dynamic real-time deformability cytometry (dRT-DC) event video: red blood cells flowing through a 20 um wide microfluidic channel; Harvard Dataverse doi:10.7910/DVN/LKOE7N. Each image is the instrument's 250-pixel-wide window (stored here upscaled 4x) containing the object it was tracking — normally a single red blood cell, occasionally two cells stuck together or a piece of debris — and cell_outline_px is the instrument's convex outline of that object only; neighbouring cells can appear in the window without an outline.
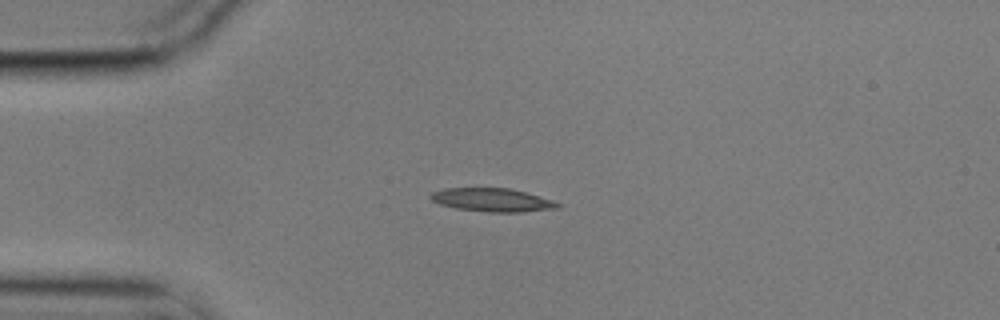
{"species": "common noctule bat (a hibernating species)", "species_latin": "Nyctalus noctula", "temperature_condition": "cold", "stored_images_in_passage": 3, "camera_frame_rate_fps": 3000, "um_per_image_px": 0.085, "animal": {"sex": "male", "body_mass_g": 17.9}, "frame": {"image": 1, "passage_image": 1, "time_ms": 0.0, "image_size_px": [1000, 320], "cell_outline_px": [[560, 208], [520, 212], [488, 212], [456, 208], [440, 204], [432, 200], [428, 196], [432, 192], [444, 188], [512, 188], [540, 196], [552, 200], [560, 204]], "centroid_in_image_um": [41.84, 16.99], "position_along_channel_um": 43.2, "area_um2": 17.34}}
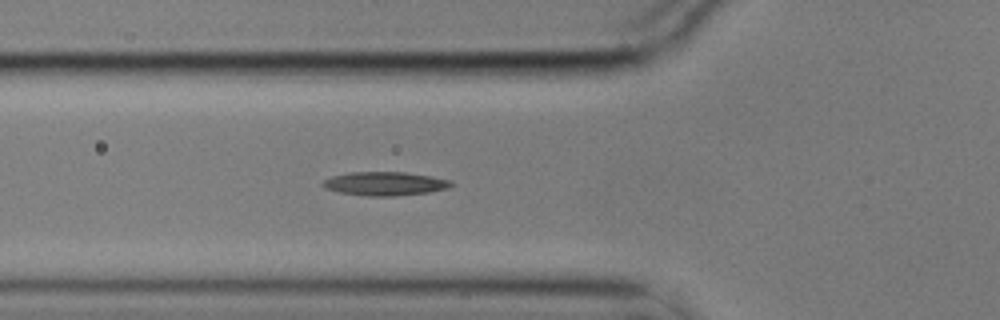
{"frame": {"image": 2, "passage_image": 3, "time_ms": 0.667, "image_size_px": [1000, 320], "cell_outline_px": [[456, 184], [448, 188], [428, 192], [396, 196], [368, 196], [340, 192], [328, 188], [320, 184], [324, 180], [332, 176], [348, 172], [404, 172], [432, 176], [452, 180]], "centroid_in_image_um": [32.77, 15.6], "position_along_channel_um": 93.0, "area_um2": 17.74}}